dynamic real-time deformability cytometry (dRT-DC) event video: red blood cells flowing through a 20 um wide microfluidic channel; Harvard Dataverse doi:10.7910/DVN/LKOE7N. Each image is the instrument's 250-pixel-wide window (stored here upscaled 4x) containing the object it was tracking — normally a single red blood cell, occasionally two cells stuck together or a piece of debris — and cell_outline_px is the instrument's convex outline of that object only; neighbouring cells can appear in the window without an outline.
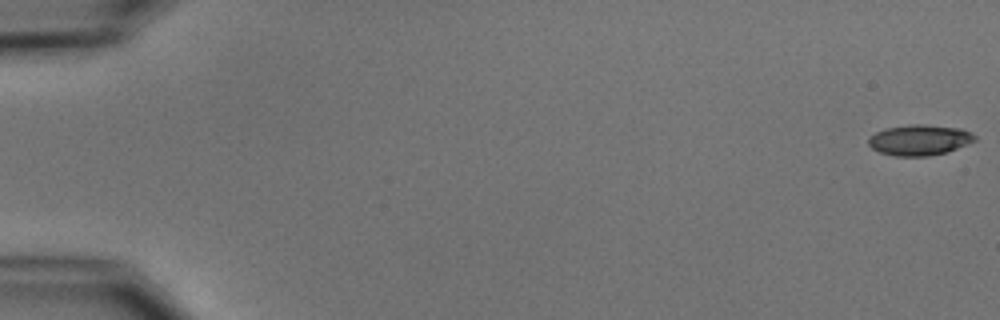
{"species": "common noctule bat (a hibernating species)", "species_latin": "Nyctalus noctula", "temperature_condition": "cold", "stored_images_in_passage": 55, "camera_frame_rate_fps": 3000, "um_per_image_px": 0.085, "animal": {"sex": "male", "body_mass_g": 15.6}, "frame": {"image": 1, "passage_image": 1, "time_ms": 0.0, "image_size_px": [1000, 320], "cell_outline_px": [[976, 140], [948, 152], [928, 156], [896, 156], [880, 152], [872, 148], [868, 144], [868, 136], [876, 132], [888, 128], [912, 124], [924, 124], [960, 128], [972, 132], [976, 136]], "centroid_in_image_um": [78.17, 11.9], "position_along_channel_um": 6.8, "area_um2": 19.02}}
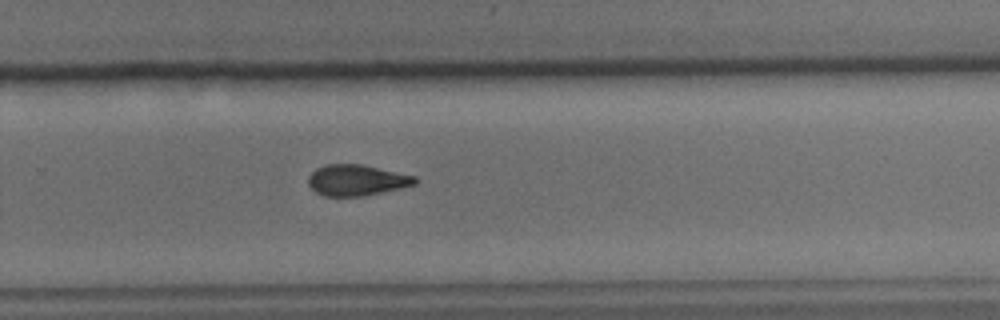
{"frame": {"image": 2, "passage_image": 37, "time_ms": 12.0, "image_size_px": [1000, 320], "cell_outline_px": [[420, 180], [416, 184], [400, 188], [364, 196], [324, 196], [316, 192], [308, 184], [308, 176], [316, 168], [328, 164], [360, 164], [416, 176]], "centroid_in_image_um": [30.32, 15.32], "position_along_channel_um": 299.5, "area_um2": 19.25}}
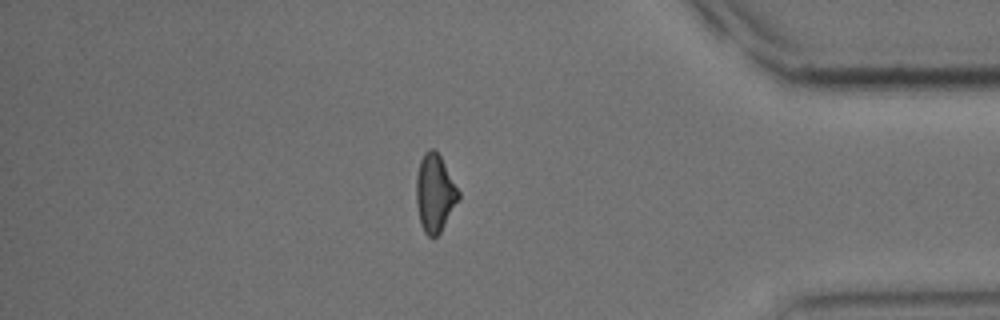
{"frame": {"image": 3, "passage_image": 47, "time_ms": 15.333, "image_size_px": [1000, 320], "cell_outline_px": [[460, 196], [440, 232], [436, 236], [428, 236], [424, 232], [420, 224], [416, 204], [416, 176], [420, 160], [424, 152], [428, 148], [436, 148], [460, 192]], "centroid_in_image_um": [36.93, 16.37], "position_along_channel_um": 398.3, "area_um2": 19.13}}